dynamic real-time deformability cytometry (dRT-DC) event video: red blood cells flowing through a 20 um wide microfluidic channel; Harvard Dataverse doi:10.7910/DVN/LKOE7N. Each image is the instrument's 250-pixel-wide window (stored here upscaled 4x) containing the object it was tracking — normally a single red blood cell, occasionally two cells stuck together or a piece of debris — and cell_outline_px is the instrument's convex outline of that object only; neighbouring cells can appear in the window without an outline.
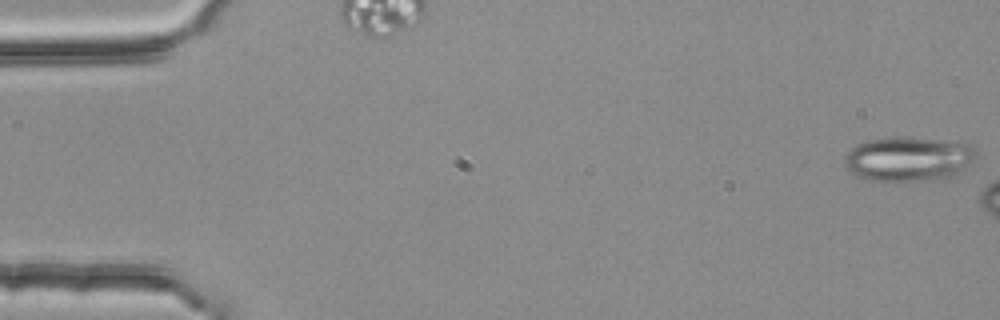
{"species": "common noctule bat (a hibernating species)", "species_latin": "Nyctalus noctula", "temperature_condition": "room temperature", "stored_images_in_passage": 10, "camera_frame_rate_fps": 3000, "um_per_image_px": 0.085, "animal": {"sex": "female", "body_mass_g": 25.1}, "frame": {"image": 1, "passage_image": 1, "time_ms": 0.0, "image_size_px": [1000, 320], "cell_outline_px": [[980, 160], [960, 172], [952, 176], [936, 180], [884, 184], [868, 180], [852, 172], [844, 164], [844, 156], [856, 144], [868, 140], [904, 136], [972, 144], [976, 148]], "centroid_in_image_um": [77.29, 13.55], "position_along_channel_um": 7.7, "area_um2": 35.43}}